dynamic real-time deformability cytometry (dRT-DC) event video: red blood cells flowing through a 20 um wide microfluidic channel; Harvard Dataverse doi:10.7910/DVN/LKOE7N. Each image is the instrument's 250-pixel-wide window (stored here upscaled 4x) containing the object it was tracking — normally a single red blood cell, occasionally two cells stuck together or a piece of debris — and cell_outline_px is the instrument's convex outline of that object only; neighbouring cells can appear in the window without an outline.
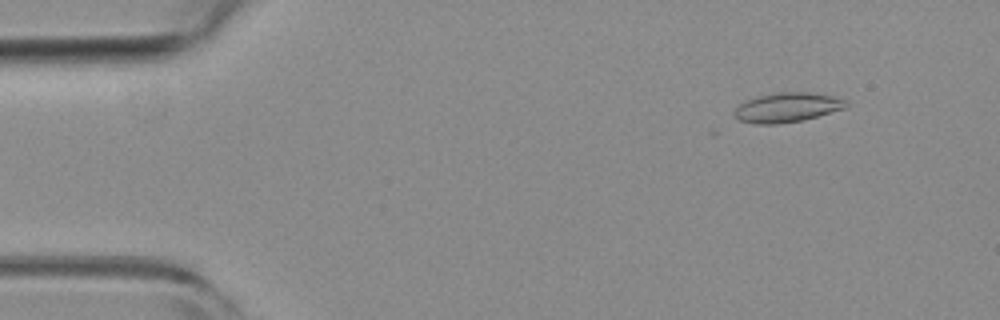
{"species": "common noctule bat (a hibernating species)", "species_latin": "Nyctalus noctula", "temperature_condition": "room temperature", "stored_images_in_passage": 13, "camera_frame_rate_fps": 3000, "um_per_image_px": 0.085, "animal": {"sex": "female", "body_mass_g": 19.3, "forearm_length_mm": 54.1}, "frame": {"image": 1, "passage_image": 6, "time_ms": 1.667, "image_size_px": [1000, 320], "cell_outline_px": [[848, 108], [800, 120], [776, 124], [756, 124], [740, 120], [732, 116], [736, 108], [740, 104], [756, 96], [776, 92], [812, 92], [832, 96], [848, 100]], "centroid_in_image_um": [66.93, 9.12], "position_along_channel_um": 18.1, "area_um2": 19.25}}